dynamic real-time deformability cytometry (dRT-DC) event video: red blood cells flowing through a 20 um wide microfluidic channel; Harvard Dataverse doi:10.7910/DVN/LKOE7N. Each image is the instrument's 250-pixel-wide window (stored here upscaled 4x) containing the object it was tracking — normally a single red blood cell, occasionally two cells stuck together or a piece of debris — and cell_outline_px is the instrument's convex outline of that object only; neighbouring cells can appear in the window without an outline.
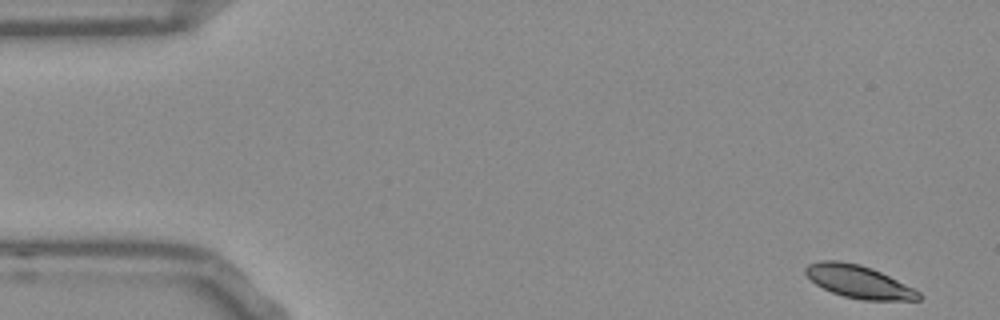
{"species": "Egyptian fruit bat (a non-hibernating species)", "species_latin": "Rousettus aegyptiacus", "temperature_condition": "room temperature", "stored_images_in_passage": 52, "camera_frame_rate_fps": 3000, "um_per_image_px": 0.085, "frame": {"image": 1, "passage_image": 1, "time_ms": 0.0, "image_size_px": [1000, 320], "cell_outline_px": [[920, 300], [864, 300], [844, 296], [832, 292], [816, 284], [804, 272], [804, 268], [808, 264], [820, 260], [840, 260], [860, 264], [872, 268], [920, 292]], "centroid_in_image_um": [72.95, 23.93], "position_along_channel_um": 12.1, "area_um2": 21.33}}
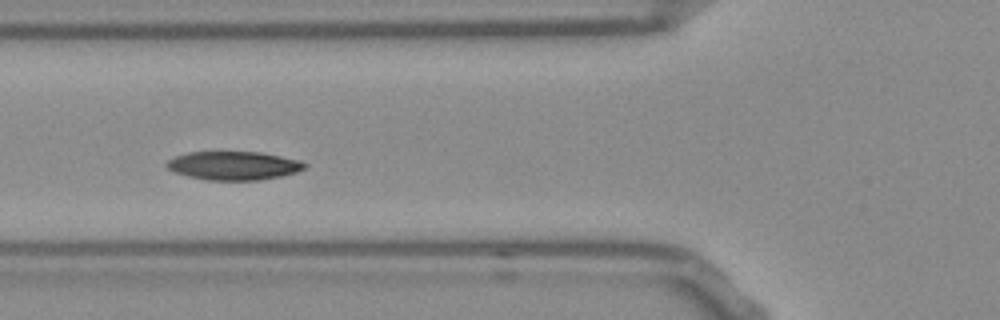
{"frame": {"image": 2, "passage_image": 18, "time_ms": 5.667, "image_size_px": [1000, 320], "cell_outline_px": [[308, 164], [304, 168], [296, 172], [280, 176], [260, 180], [208, 180], [188, 176], [176, 172], [168, 168], [164, 164], [168, 160], [176, 156], [188, 152], [260, 152], [300, 160]], "centroid_in_image_um": [19.86, 14.07], "position_along_channel_um": 105.9, "area_um2": 22.83}}
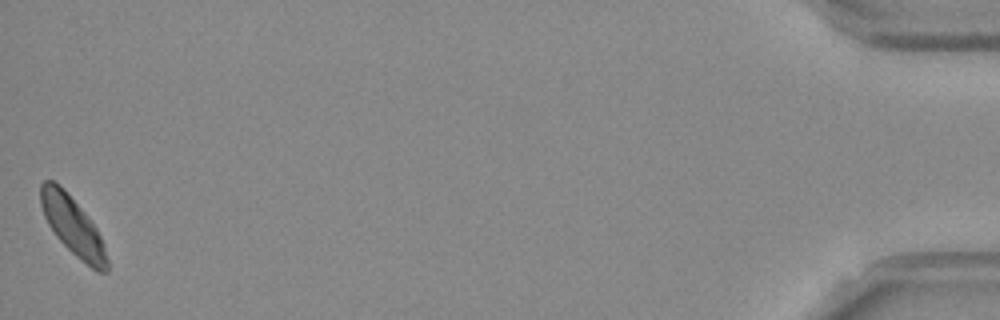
{"frame": {"image": 3, "passage_image": 52, "time_ms": 17.0, "image_size_px": [1000, 320], "cell_outline_px": [[108, 272], [96, 272], [76, 256], [56, 236], [48, 224], [44, 216], [40, 204], [40, 184], [44, 180], [52, 180], [84, 212], [96, 228], [104, 244], [108, 260]], "centroid_in_image_um": [6.19, 19.27], "position_along_channel_um": 429.0, "area_um2": 22.02}, "authors_computed_cell_mechanics": {"area_um2": 22.6287, "velocity_mm_per_s": 3.7313, "shape_relaxation_time_tau1_ms": 2.4458, "shape_relaxation_time_tau2_ms": null, "deformation_change_tau1": 0.0731, "deformation_change_tau2": null}}